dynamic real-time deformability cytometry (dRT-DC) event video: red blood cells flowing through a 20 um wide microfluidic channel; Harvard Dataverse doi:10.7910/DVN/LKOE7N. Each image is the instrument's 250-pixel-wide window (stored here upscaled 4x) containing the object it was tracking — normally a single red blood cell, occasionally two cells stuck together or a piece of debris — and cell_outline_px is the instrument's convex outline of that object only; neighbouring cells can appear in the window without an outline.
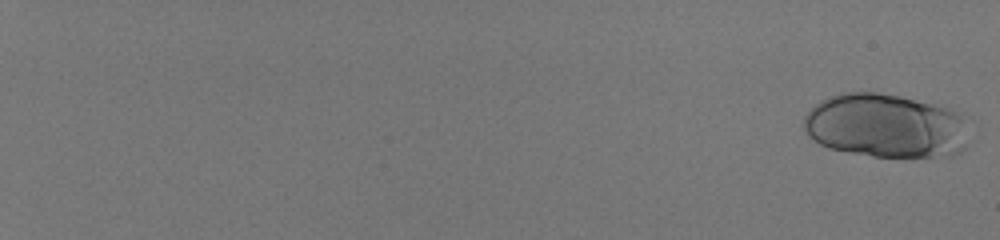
{"species": "human", "species_latin": "Homo sapiens", "temperature_condition": "room temperature", "stored_images_in_passage": 58, "camera_frame_rate_fps": 3000, "um_per_image_px": 0.085, "donor": {"sex": "male"}, "frame": {"image": 1, "passage_image": 1, "time_ms": 0.0, "image_size_px": [1000, 240], "cell_outline_px": [[964, 148], [960, 152], [952, 156], [872, 156], [828, 148], [812, 140], [808, 136], [804, 128], [804, 116], [820, 100], [840, 92], [876, 92], [948, 104], [964, 116]], "centroid_in_image_um": [75.28, 10.66], "position_along_channel_um": 9.7, "area_um2": 62.19}}
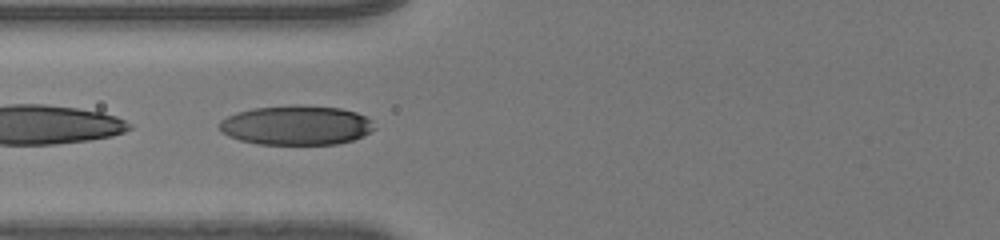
{"frame": {"image": 2, "passage_image": 30, "time_ms": 9.667, "image_size_px": [1000, 240], "cell_outline_px": [[376, 128], [364, 136], [352, 140], [336, 144], [256, 144], [240, 140], [228, 136], [220, 128], [220, 120], [236, 112], [252, 108], [292, 104], [296, 104], [340, 108], [356, 112], [372, 120]], "centroid_in_image_um": [25.2, 10.63], "position_along_channel_um": 100.6, "area_um2": 35.89}}
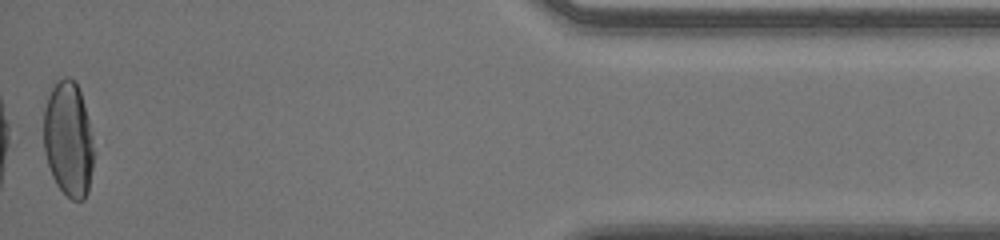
{"frame": {"image": 3, "passage_image": 58, "time_ms": 19.0, "image_size_px": [1000, 240], "cell_outline_px": [[92, 168], [88, 192], [84, 200], [72, 200], [56, 184], [52, 176], [44, 152], [44, 108], [48, 96], [56, 80], [64, 76], [68, 76], [76, 80], [80, 92], [88, 120], [92, 136]], "centroid_in_image_um": [5.79, 11.81], "position_along_channel_um": 429.4, "area_um2": 33.52}, "authors_computed_cell_mechanics": {"area_um2": 36.2984, "velocity_mm_per_s": 4.075, "shape_relaxation_time_tau1_ms": 5.0549, "shape_relaxation_time_tau2_ms": 0.8381, "deformation_change_tau1": 0.1923, "deformation_change_tau2": 0.0477}}